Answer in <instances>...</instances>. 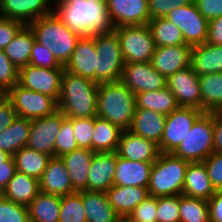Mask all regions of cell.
Segmentation results:
<instances>
[{"label": "cell", "instance_id": "1", "mask_svg": "<svg viewBox=\"0 0 222 222\" xmlns=\"http://www.w3.org/2000/svg\"><path fill=\"white\" fill-rule=\"evenodd\" d=\"M54 3V14L79 37H95L115 29L107 3L95 0H54Z\"/></svg>", "mask_w": 222, "mask_h": 222}, {"label": "cell", "instance_id": "2", "mask_svg": "<svg viewBox=\"0 0 222 222\" xmlns=\"http://www.w3.org/2000/svg\"><path fill=\"white\" fill-rule=\"evenodd\" d=\"M99 84L64 70L61 78L58 110L67 118L97 116Z\"/></svg>", "mask_w": 222, "mask_h": 222}, {"label": "cell", "instance_id": "3", "mask_svg": "<svg viewBox=\"0 0 222 222\" xmlns=\"http://www.w3.org/2000/svg\"><path fill=\"white\" fill-rule=\"evenodd\" d=\"M135 108V95L121 81L99 84L98 117L108 120L121 130H129Z\"/></svg>", "mask_w": 222, "mask_h": 222}, {"label": "cell", "instance_id": "4", "mask_svg": "<svg viewBox=\"0 0 222 222\" xmlns=\"http://www.w3.org/2000/svg\"><path fill=\"white\" fill-rule=\"evenodd\" d=\"M29 27L34 33L35 40L47 47L55 58L65 66L80 37L67 28L54 12L37 18L29 24Z\"/></svg>", "mask_w": 222, "mask_h": 222}, {"label": "cell", "instance_id": "5", "mask_svg": "<svg viewBox=\"0 0 222 222\" xmlns=\"http://www.w3.org/2000/svg\"><path fill=\"white\" fill-rule=\"evenodd\" d=\"M189 161L172 153L160 152L150 173L148 193L152 197L180 195Z\"/></svg>", "mask_w": 222, "mask_h": 222}, {"label": "cell", "instance_id": "6", "mask_svg": "<svg viewBox=\"0 0 222 222\" xmlns=\"http://www.w3.org/2000/svg\"><path fill=\"white\" fill-rule=\"evenodd\" d=\"M213 151V112H204L172 154L189 162H203Z\"/></svg>", "mask_w": 222, "mask_h": 222}, {"label": "cell", "instance_id": "7", "mask_svg": "<svg viewBox=\"0 0 222 222\" xmlns=\"http://www.w3.org/2000/svg\"><path fill=\"white\" fill-rule=\"evenodd\" d=\"M97 53V83L120 81L125 62L117 34L113 31L94 37Z\"/></svg>", "mask_w": 222, "mask_h": 222}, {"label": "cell", "instance_id": "8", "mask_svg": "<svg viewBox=\"0 0 222 222\" xmlns=\"http://www.w3.org/2000/svg\"><path fill=\"white\" fill-rule=\"evenodd\" d=\"M117 34L125 63L150 62L155 43L148 25L121 26L114 29Z\"/></svg>", "mask_w": 222, "mask_h": 222}, {"label": "cell", "instance_id": "9", "mask_svg": "<svg viewBox=\"0 0 222 222\" xmlns=\"http://www.w3.org/2000/svg\"><path fill=\"white\" fill-rule=\"evenodd\" d=\"M17 116L26 119L42 118L54 114L58 110L57 101L48 95L24 88L19 83L6 94Z\"/></svg>", "mask_w": 222, "mask_h": 222}, {"label": "cell", "instance_id": "10", "mask_svg": "<svg viewBox=\"0 0 222 222\" xmlns=\"http://www.w3.org/2000/svg\"><path fill=\"white\" fill-rule=\"evenodd\" d=\"M165 18L180 29L186 44L195 46L206 43L209 21L194 2L173 9Z\"/></svg>", "mask_w": 222, "mask_h": 222}, {"label": "cell", "instance_id": "11", "mask_svg": "<svg viewBox=\"0 0 222 222\" xmlns=\"http://www.w3.org/2000/svg\"><path fill=\"white\" fill-rule=\"evenodd\" d=\"M203 113L197 108L179 107L167 115L159 151L172 153Z\"/></svg>", "mask_w": 222, "mask_h": 222}, {"label": "cell", "instance_id": "12", "mask_svg": "<svg viewBox=\"0 0 222 222\" xmlns=\"http://www.w3.org/2000/svg\"><path fill=\"white\" fill-rule=\"evenodd\" d=\"M64 69L41 68L28 64L19 69L18 83L24 88L50 96L58 101Z\"/></svg>", "mask_w": 222, "mask_h": 222}, {"label": "cell", "instance_id": "13", "mask_svg": "<svg viewBox=\"0 0 222 222\" xmlns=\"http://www.w3.org/2000/svg\"><path fill=\"white\" fill-rule=\"evenodd\" d=\"M67 117L59 110L54 114L31 120L27 147L49 156H55V139L61 123Z\"/></svg>", "mask_w": 222, "mask_h": 222}, {"label": "cell", "instance_id": "14", "mask_svg": "<svg viewBox=\"0 0 222 222\" xmlns=\"http://www.w3.org/2000/svg\"><path fill=\"white\" fill-rule=\"evenodd\" d=\"M120 81L134 95L166 87V78L152 67L151 62L125 63Z\"/></svg>", "mask_w": 222, "mask_h": 222}, {"label": "cell", "instance_id": "15", "mask_svg": "<svg viewBox=\"0 0 222 222\" xmlns=\"http://www.w3.org/2000/svg\"><path fill=\"white\" fill-rule=\"evenodd\" d=\"M166 87L176 97L180 107H193L201 110L199 75L195 73L192 66L167 77Z\"/></svg>", "mask_w": 222, "mask_h": 222}, {"label": "cell", "instance_id": "16", "mask_svg": "<svg viewBox=\"0 0 222 222\" xmlns=\"http://www.w3.org/2000/svg\"><path fill=\"white\" fill-rule=\"evenodd\" d=\"M107 9L115 28L146 25L150 21L148 0H108Z\"/></svg>", "mask_w": 222, "mask_h": 222}, {"label": "cell", "instance_id": "17", "mask_svg": "<svg viewBox=\"0 0 222 222\" xmlns=\"http://www.w3.org/2000/svg\"><path fill=\"white\" fill-rule=\"evenodd\" d=\"M97 56L94 37H80L64 70L97 83Z\"/></svg>", "mask_w": 222, "mask_h": 222}, {"label": "cell", "instance_id": "18", "mask_svg": "<svg viewBox=\"0 0 222 222\" xmlns=\"http://www.w3.org/2000/svg\"><path fill=\"white\" fill-rule=\"evenodd\" d=\"M191 50L192 46L188 44L156 46L150 62L155 70L167 78L191 66Z\"/></svg>", "mask_w": 222, "mask_h": 222}, {"label": "cell", "instance_id": "19", "mask_svg": "<svg viewBox=\"0 0 222 222\" xmlns=\"http://www.w3.org/2000/svg\"><path fill=\"white\" fill-rule=\"evenodd\" d=\"M51 2L54 0H0V16L29 25L53 12Z\"/></svg>", "mask_w": 222, "mask_h": 222}, {"label": "cell", "instance_id": "20", "mask_svg": "<svg viewBox=\"0 0 222 222\" xmlns=\"http://www.w3.org/2000/svg\"><path fill=\"white\" fill-rule=\"evenodd\" d=\"M116 164V152L94 153L87 175V190L106 192L113 185Z\"/></svg>", "mask_w": 222, "mask_h": 222}, {"label": "cell", "instance_id": "21", "mask_svg": "<svg viewBox=\"0 0 222 222\" xmlns=\"http://www.w3.org/2000/svg\"><path fill=\"white\" fill-rule=\"evenodd\" d=\"M116 154L126 160L154 162L160 151L153 141L138 136L130 130H122Z\"/></svg>", "mask_w": 222, "mask_h": 222}, {"label": "cell", "instance_id": "22", "mask_svg": "<svg viewBox=\"0 0 222 222\" xmlns=\"http://www.w3.org/2000/svg\"><path fill=\"white\" fill-rule=\"evenodd\" d=\"M40 192L57 196L75 193L71 178L61 157L52 156L39 179Z\"/></svg>", "mask_w": 222, "mask_h": 222}, {"label": "cell", "instance_id": "23", "mask_svg": "<svg viewBox=\"0 0 222 222\" xmlns=\"http://www.w3.org/2000/svg\"><path fill=\"white\" fill-rule=\"evenodd\" d=\"M153 163L126 160L117 156L113 185L148 187Z\"/></svg>", "mask_w": 222, "mask_h": 222}, {"label": "cell", "instance_id": "24", "mask_svg": "<svg viewBox=\"0 0 222 222\" xmlns=\"http://www.w3.org/2000/svg\"><path fill=\"white\" fill-rule=\"evenodd\" d=\"M167 115L156 111L135 108L133 120L129 130L145 139L160 145Z\"/></svg>", "mask_w": 222, "mask_h": 222}, {"label": "cell", "instance_id": "25", "mask_svg": "<svg viewBox=\"0 0 222 222\" xmlns=\"http://www.w3.org/2000/svg\"><path fill=\"white\" fill-rule=\"evenodd\" d=\"M110 205L121 217L129 215L148 196L147 187L112 185L106 192Z\"/></svg>", "mask_w": 222, "mask_h": 222}, {"label": "cell", "instance_id": "26", "mask_svg": "<svg viewBox=\"0 0 222 222\" xmlns=\"http://www.w3.org/2000/svg\"><path fill=\"white\" fill-rule=\"evenodd\" d=\"M94 153L89 149L77 148L61 156L76 192L87 190V175Z\"/></svg>", "mask_w": 222, "mask_h": 222}, {"label": "cell", "instance_id": "27", "mask_svg": "<svg viewBox=\"0 0 222 222\" xmlns=\"http://www.w3.org/2000/svg\"><path fill=\"white\" fill-rule=\"evenodd\" d=\"M214 193L215 189L211 185L204 163L189 162L182 194L208 201Z\"/></svg>", "mask_w": 222, "mask_h": 222}, {"label": "cell", "instance_id": "28", "mask_svg": "<svg viewBox=\"0 0 222 222\" xmlns=\"http://www.w3.org/2000/svg\"><path fill=\"white\" fill-rule=\"evenodd\" d=\"M82 204L87 222H119L120 220L105 192L83 190Z\"/></svg>", "mask_w": 222, "mask_h": 222}, {"label": "cell", "instance_id": "29", "mask_svg": "<svg viewBox=\"0 0 222 222\" xmlns=\"http://www.w3.org/2000/svg\"><path fill=\"white\" fill-rule=\"evenodd\" d=\"M191 66L197 75L222 73V46L209 43L192 46Z\"/></svg>", "mask_w": 222, "mask_h": 222}, {"label": "cell", "instance_id": "30", "mask_svg": "<svg viewBox=\"0 0 222 222\" xmlns=\"http://www.w3.org/2000/svg\"><path fill=\"white\" fill-rule=\"evenodd\" d=\"M39 192L38 179L16 171L1 195L14 203L28 206Z\"/></svg>", "mask_w": 222, "mask_h": 222}, {"label": "cell", "instance_id": "31", "mask_svg": "<svg viewBox=\"0 0 222 222\" xmlns=\"http://www.w3.org/2000/svg\"><path fill=\"white\" fill-rule=\"evenodd\" d=\"M30 129V119L16 116L12 124L0 132V150L13 156L27 145Z\"/></svg>", "mask_w": 222, "mask_h": 222}, {"label": "cell", "instance_id": "32", "mask_svg": "<svg viewBox=\"0 0 222 222\" xmlns=\"http://www.w3.org/2000/svg\"><path fill=\"white\" fill-rule=\"evenodd\" d=\"M136 108H143L156 111L163 115H169L180 106L176 97L167 88L156 91H147L135 94Z\"/></svg>", "mask_w": 222, "mask_h": 222}, {"label": "cell", "instance_id": "33", "mask_svg": "<svg viewBox=\"0 0 222 222\" xmlns=\"http://www.w3.org/2000/svg\"><path fill=\"white\" fill-rule=\"evenodd\" d=\"M92 151L116 152L122 130L106 119L94 117Z\"/></svg>", "mask_w": 222, "mask_h": 222}, {"label": "cell", "instance_id": "34", "mask_svg": "<svg viewBox=\"0 0 222 222\" xmlns=\"http://www.w3.org/2000/svg\"><path fill=\"white\" fill-rule=\"evenodd\" d=\"M61 196L39 194L28 207L30 222H59Z\"/></svg>", "mask_w": 222, "mask_h": 222}, {"label": "cell", "instance_id": "35", "mask_svg": "<svg viewBox=\"0 0 222 222\" xmlns=\"http://www.w3.org/2000/svg\"><path fill=\"white\" fill-rule=\"evenodd\" d=\"M34 41L33 31L29 25H24L5 47L6 56L18 69L29 64Z\"/></svg>", "mask_w": 222, "mask_h": 222}, {"label": "cell", "instance_id": "36", "mask_svg": "<svg viewBox=\"0 0 222 222\" xmlns=\"http://www.w3.org/2000/svg\"><path fill=\"white\" fill-rule=\"evenodd\" d=\"M201 111L212 113L222 109V73L199 75Z\"/></svg>", "mask_w": 222, "mask_h": 222}, {"label": "cell", "instance_id": "37", "mask_svg": "<svg viewBox=\"0 0 222 222\" xmlns=\"http://www.w3.org/2000/svg\"><path fill=\"white\" fill-rule=\"evenodd\" d=\"M13 158L16 171L39 180L47 168L51 156L25 146L18 150Z\"/></svg>", "mask_w": 222, "mask_h": 222}, {"label": "cell", "instance_id": "38", "mask_svg": "<svg viewBox=\"0 0 222 222\" xmlns=\"http://www.w3.org/2000/svg\"><path fill=\"white\" fill-rule=\"evenodd\" d=\"M147 25L156 46L186 44L180 29L165 17L152 19Z\"/></svg>", "mask_w": 222, "mask_h": 222}, {"label": "cell", "instance_id": "39", "mask_svg": "<svg viewBox=\"0 0 222 222\" xmlns=\"http://www.w3.org/2000/svg\"><path fill=\"white\" fill-rule=\"evenodd\" d=\"M179 222H210L208 201L179 195Z\"/></svg>", "mask_w": 222, "mask_h": 222}, {"label": "cell", "instance_id": "40", "mask_svg": "<svg viewBox=\"0 0 222 222\" xmlns=\"http://www.w3.org/2000/svg\"><path fill=\"white\" fill-rule=\"evenodd\" d=\"M59 222H87L82 191L61 197Z\"/></svg>", "mask_w": 222, "mask_h": 222}, {"label": "cell", "instance_id": "41", "mask_svg": "<svg viewBox=\"0 0 222 222\" xmlns=\"http://www.w3.org/2000/svg\"><path fill=\"white\" fill-rule=\"evenodd\" d=\"M78 148L73 133V118H66L61 123L60 131L55 139V156L61 157Z\"/></svg>", "mask_w": 222, "mask_h": 222}, {"label": "cell", "instance_id": "42", "mask_svg": "<svg viewBox=\"0 0 222 222\" xmlns=\"http://www.w3.org/2000/svg\"><path fill=\"white\" fill-rule=\"evenodd\" d=\"M157 222H179V195L157 197Z\"/></svg>", "mask_w": 222, "mask_h": 222}, {"label": "cell", "instance_id": "43", "mask_svg": "<svg viewBox=\"0 0 222 222\" xmlns=\"http://www.w3.org/2000/svg\"><path fill=\"white\" fill-rule=\"evenodd\" d=\"M0 222H30L28 207L14 203L0 194Z\"/></svg>", "mask_w": 222, "mask_h": 222}, {"label": "cell", "instance_id": "44", "mask_svg": "<svg viewBox=\"0 0 222 222\" xmlns=\"http://www.w3.org/2000/svg\"><path fill=\"white\" fill-rule=\"evenodd\" d=\"M19 81V69L0 49V93L5 95Z\"/></svg>", "mask_w": 222, "mask_h": 222}, {"label": "cell", "instance_id": "45", "mask_svg": "<svg viewBox=\"0 0 222 222\" xmlns=\"http://www.w3.org/2000/svg\"><path fill=\"white\" fill-rule=\"evenodd\" d=\"M94 117L73 118V133L78 148L92 150Z\"/></svg>", "mask_w": 222, "mask_h": 222}, {"label": "cell", "instance_id": "46", "mask_svg": "<svg viewBox=\"0 0 222 222\" xmlns=\"http://www.w3.org/2000/svg\"><path fill=\"white\" fill-rule=\"evenodd\" d=\"M29 64L41 68L64 69V66L55 58V56L36 40L34 41Z\"/></svg>", "mask_w": 222, "mask_h": 222}, {"label": "cell", "instance_id": "47", "mask_svg": "<svg viewBox=\"0 0 222 222\" xmlns=\"http://www.w3.org/2000/svg\"><path fill=\"white\" fill-rule=\"evenodd\" d=\"M203 163L215 191L222 190V152L213 151Z\"/></svg>", "mask_w": 222, "mask_h": 222}, {"label": "cell", "instance_id": "48", "mask_svg": "<svg viewBox=\"0 0 222 222\" xmlns=\"http://www.w3.org/2000/svg\"><path fill=\"white\" fill-rule=\"evenodd\" d=\"M192 2L193 0H148L150 20L166 17L173 9L185 6Z\"/></svg>", "mask_w": 222, "mask_h": 222}, {"label": "cell", "instance_id": "49", "mask_svg": "<svg viewBox=\"0 0 222 222\" xmlns=\"http://www.w3.org/2000/svg\"><path fill=\"white\" fill-rule=\"evenodd\" d=\"M156 210L157 197L148 196L134 208L129 216L141 222H157Z\"/></svg>", "mask_w": 222, "mask_h": 222}, {"label": "cell", "instance_id": "50", "mask_svg": "<svg viewBox=\"0 0 222 222\" xmlns=\"http://www.w3.org/2000/svg\"><path fill=\"white\" fill-rule=\"evenodd\" d=\"M23 26L22 22L0 16V49L4 50Z\"/></svg>", "mask_w": 222, "mask_h": 222}, {"label": "cell", "instance_id": "51", "mask_svg": "<svg viewBox=\"0 0 222 222\" xmlns=\"http://www.w3.org/2000/svg\"><path fill=\"white\" fill-rule=\"evenodd\" d=\"M193 2L208 21L222 16V0H193Z\"/></svg>", "mask_w": 222, "mask_h": 222}, {"label": "cell", "instance_id": "52", "mask_svg": "<svg viewBox=\"0 0 222 222\" xmlns=\"http://www.w3.org/2000/svg\"><path fill=\"white\" fill-rule=\"evenodd\" d=\"M16 116L17 113L14 110L11 102L6 98L5 95H2L0 97V132L2 129L8 128Z\"/></svg>", "mask_w": 222, "mask_h": 222}, {"label": "cell", "instance_id": "53", "mask_svg": "<svg viewBox=\"0 0 222 222\" xmlns=\"http://www.w3.org/2000/svg\"><path fill=\"white\" fill-rule=\"evenodd\" d=\"M210 222H222V190H216L208 200Z\"/></svg>", "mask_w": 222, "mask_h": 222}, {"label": "cell", "instance_id": "54", "mask_svg": "<svg viewBox=\"0 0 222 222\" xmlns=\"http://www.w3.org/2000/svg\"><path fill=\"white\" fill-rule=\"evenodd\" d=\"M206 43L222 46V16L209 21Z\"/></svg>", "mask_w": 222, "mask_h": 222}, {"label": "cell", "instance_id": "55", "mask_svg": "<svg viewBox=\"0 0 222 222\" xmlns=\"http://www.w3.org/2000/svg\"><path fill=\"white\" fill-rule=\"evenodd\" d=\"M213 149L222 152V115L219 112H213Z\"/></svg>", "mask_w": 222, "mask_h": 222}, {"label": "cell", "instance_id": "56", "mask_svg": "<svg viewBox=\"0 0 222 222\" xmlns=\"http://www.w3.org/2000/svg\"><path fill=\"white\" fill-rule=\"evenodd\" d=\"M15 172V161L13 156H11L6 161V166H0V194L6 188L7 184L9 183Z\"/></svg>", "mask_w": 222, "mask_h": 222}, {"label": "cell", "instance_id": "57", "mask_svg": "<svg viewBox=\"0 0 222 222\" xmlns=\"http://www.w3.org/2000/svg\"><path fill=\"white\" fill-rule=\"evenodd\" d=\"M11 157L10 154H8L5 151L0 150V166H6V161Z\"/></svg>", "mask_w": 222, "mask_h": 222}, {"label": "cell", "instance_id": "58", "mask_svg": "<svg viewBox=\"0 0 222 222\" xmlns=\"http://www.w3.org/2000/svg\"><path fill=\"white\" fill-rule=\"evenodd\" d=\"M119 222H141L139 220H134L129 215L121 216Z\"/></svg>", "mask_w": 222, "mask_h": 222}, {"label": "cell", "instance_id": "59", "mask_svg": "<svg viewBox=\"0 0 222 222\" xmlns=\"http://www.w3.org/2000/svg\"><path fill=\"white\" fill-rule=\"evenodd\" d=\"M97 2H101V3H107L108 0H95Z\"/></svg>", "mask_w": 222, "mask_h": 222}]
</instances>
